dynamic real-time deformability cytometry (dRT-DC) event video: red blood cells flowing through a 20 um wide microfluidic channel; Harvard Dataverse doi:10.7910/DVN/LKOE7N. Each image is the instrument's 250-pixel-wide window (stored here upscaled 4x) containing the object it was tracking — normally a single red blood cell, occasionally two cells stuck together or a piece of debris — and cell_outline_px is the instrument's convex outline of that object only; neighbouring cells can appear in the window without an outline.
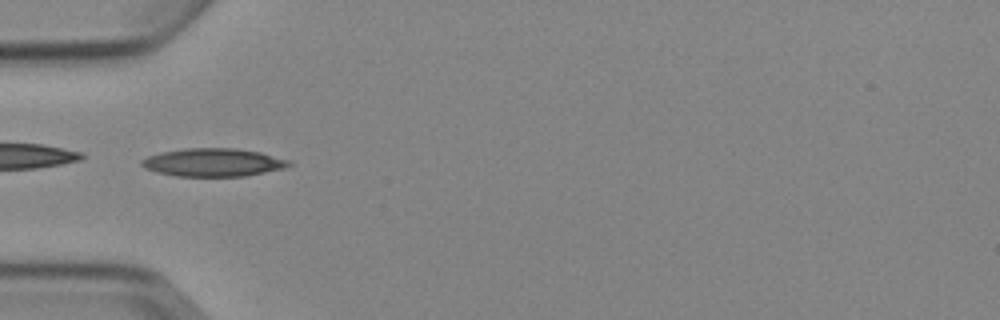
{"species": "Egyptian fruit bat (a non-hibernating species)", "species_latin": "Rousettus aegyptiacus", "temperature_condition": "cold", "stored_images_in_passage": 3, "camera_frame_rate_fps": 3000, "um_per_image_px": 0.085, "animal": {"sex": "female"}, "frame": {"image": 1, "passage_image": 1, "time_ms": 0.0, "image_size_px": [1000, 320], "cell_outline_px": [[292, 164], [284, 168], [244, 176], [176, 176], [156, 172], [144, 168], [140, 164], [140, 160], [148, 156], [160, 152], [184, 148], [236, 148], [260, 152], [292, 160]], "centroid_in_image_um": [18.11, 13.8], "position_along_channel_um": 66.9, "area_um2": 24.28}}
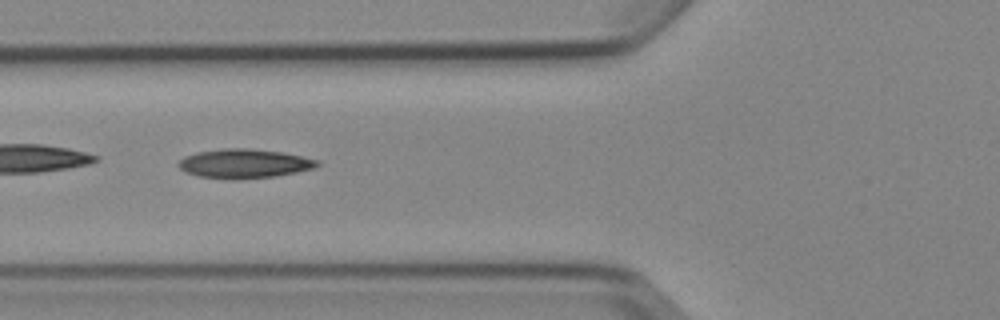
{"frame": {"image": 2, "passage_image": 2, "time_ms": 1.0, "image_size_px": [1000, 320], "cell_outline_px": [[320, 164], [312, 168], [296, 172], [276, 176], [236, 180], [232, 180], [200, 176], [184, 172], [176, 164], [184, 156], [196, 152], [224, 148], [248, 148], [280, 152], [320, 160]], "centroid_in_image_um": [20.72, 13.91], "position_along_channel_um": 105.1, "area_um2": 23.64}}
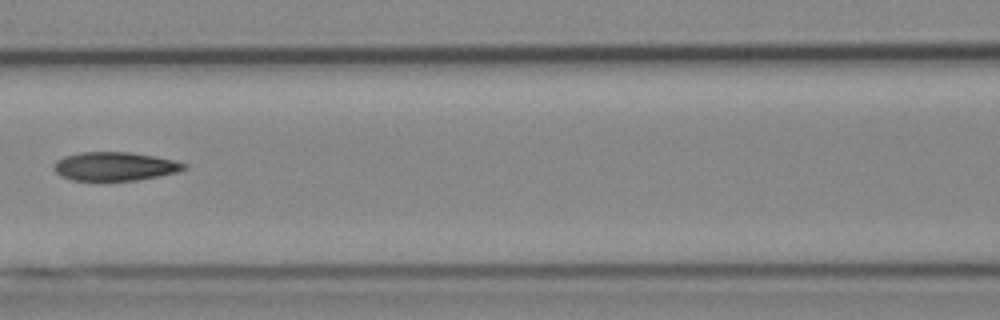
{"frame": {"image": 3, "passage_image": 3, "time_ms": 2.333, "image_size_px": [1000, 320], "cell_outline_px": [[188, 168], [176, 172], [160, 176], [136, 180], [100, 184], [72, 180], [60, 176], [52, 168], [56, 160], [64, 156], [80, 152], [128, 152], [156, 156], [176, 160], [188, 164]], "centroid_in_image_um": [9.73, 14.18], "position_along_channel_um": 156.9, "area_um2": 22.83}}